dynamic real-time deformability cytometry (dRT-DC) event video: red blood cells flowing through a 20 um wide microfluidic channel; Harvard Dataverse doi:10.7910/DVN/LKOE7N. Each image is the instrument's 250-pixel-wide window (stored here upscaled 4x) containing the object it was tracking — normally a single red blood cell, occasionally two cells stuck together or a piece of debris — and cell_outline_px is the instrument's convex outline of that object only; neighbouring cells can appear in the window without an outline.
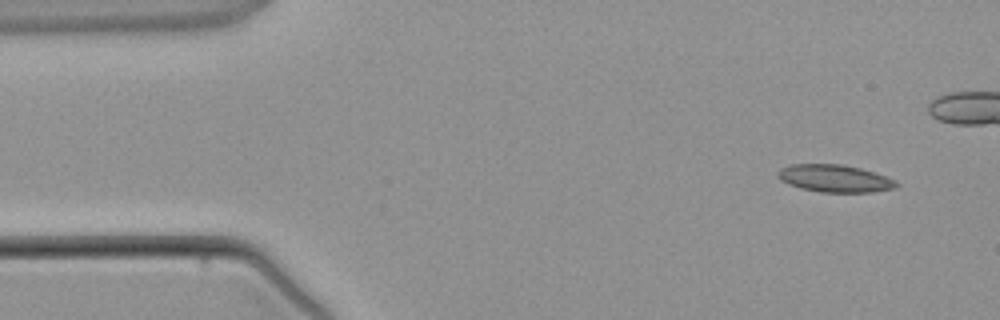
{"species": "common noctule bat (a hibernating species)", "species_latin": "Nyctalus noctula", "temperature_condition": "warm", "stored_images_in_passage": 4, "camera_frame_rate_fps": 3000, "um_per_image_px": 0.085, "animal": {"sex": "male", "body_mass_g": 21.5, "forearm_length_mm": 52.0}, "frame": {"image": 1, "passage_image": 1, "time_ms": 0.0, "image_size_px": [1000, 320], "cell_outline_px": [[900, 184], [896, 188], [872, 192], [820, 192], [800, 188], [788, 184], [780, 180], [776, 176], [776, 172], [780, 168], [792, 164], [844, 164], [860, 168], [896, 180]], "centroid_in_image_um": [70.92, 15.17], "position_along_channel_um": 14.1, "area_um2": 19.07}}